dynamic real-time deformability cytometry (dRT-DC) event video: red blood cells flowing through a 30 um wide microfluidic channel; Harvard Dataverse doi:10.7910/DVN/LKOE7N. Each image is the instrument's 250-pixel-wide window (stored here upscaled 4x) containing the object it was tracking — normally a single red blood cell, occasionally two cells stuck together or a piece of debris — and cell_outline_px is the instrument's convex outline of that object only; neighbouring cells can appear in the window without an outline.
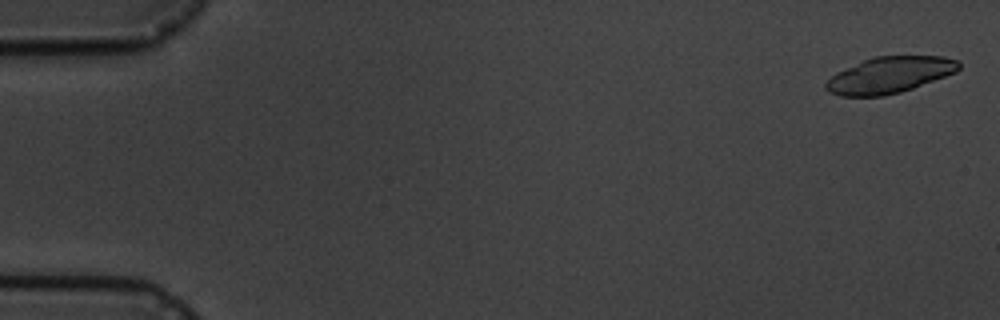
{"species": "common noctule bat (a hibernating species)", "species_latin": "Nyctalus noctula", "temperature_condition": "cold", "stored_images_in_passage": 3, "camera_frame_rate_fps": 3000, "um_per_image_px": 0.085, "animal": {"sex": "male", "body_mass_g": 19.5, "forearm_length_mm": 54.6}, "frame": {"image": 1, "passage_image": 1, "time_ms": 0.0, "image_size_px": [1000, 320], "cell_outline_px": [[960, 68], [956, 72], [912, 88], [900, 92], [884, 96], [840, 96], [828, 92], [824, 88], [824, 84], [836, 72], [872, 56], [944, 56], [956, 60], [960, 64]], "centroid_in_image_um": [75.58, 6.37], "position_along_channel_um": 9.4, "area_um2": 28.03}}